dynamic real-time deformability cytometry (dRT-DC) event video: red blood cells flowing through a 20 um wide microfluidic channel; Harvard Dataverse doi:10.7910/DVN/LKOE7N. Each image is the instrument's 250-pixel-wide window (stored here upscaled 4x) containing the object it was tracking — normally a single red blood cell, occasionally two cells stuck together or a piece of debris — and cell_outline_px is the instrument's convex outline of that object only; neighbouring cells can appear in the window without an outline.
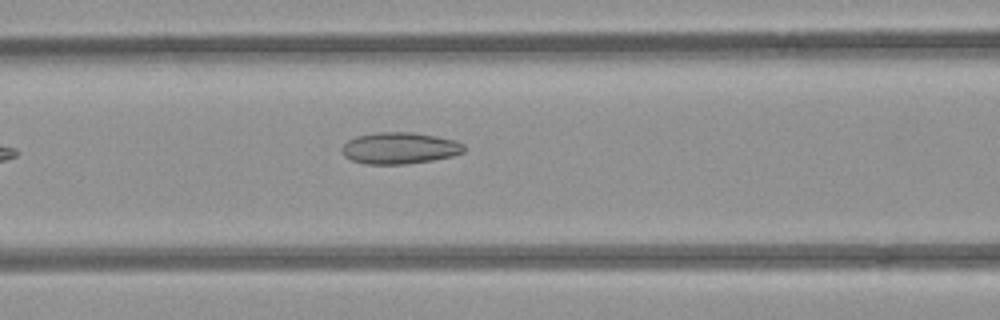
{"species": "common noctule bat (a hibernating species)", "species_latin": "Nyctalus noctula", "temperature_condition": "room temperature", "stored_images_in_passage": 19, "camera_frame_rate_fps": 3000, "um_per_image_px": 0.085, "animal": {"sex": "female", "body_mass_g": 21.9}, "frame": {"image": 1, "passage_image": 6, "time_ms": 1.667, "image_size_px": [1000, 320], "cell_outline_px": [[464, 152], [452, 156], [432, 160], [404, 164], [368, 164], [352, 160], [344, 156], [344, 144], [348, 140], [356, 136], [376, 132], [412, 132], [436, 136], [456, 140], [464, 144]], "centroid_in_image_um": [34.0, 12.58], "position_along_channel_um": 132.6, "area_um2": 22.31}}
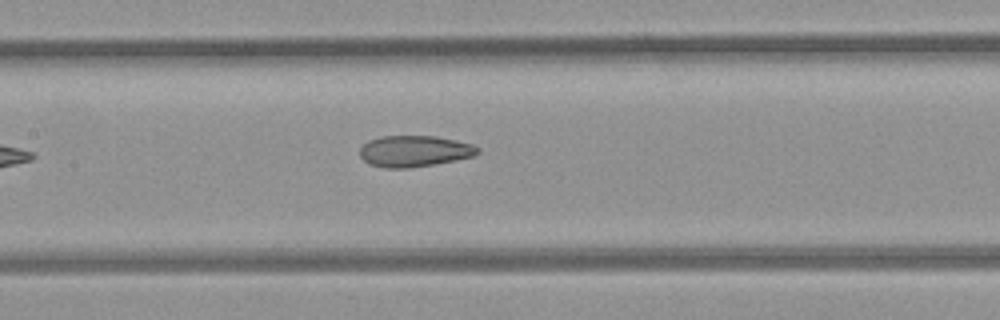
{"frame": {"image": 2, "passage_image": 9, "time_ms": 2.667, "image_size_px": [1000, 320], "cell_outline_px": [[480, 152], [472, 156], [456, 160], [408, 168], [384, 168], [368, 164], [360, 156], [360, 148], [368, 140], [380, 136], [436, 136], [456, 140], [472, 144], [480, 148]], "centroid_in_image_um": [35.2, 12.84], "position_along_channel_um": 172.2, "area_um2": 21.5}}